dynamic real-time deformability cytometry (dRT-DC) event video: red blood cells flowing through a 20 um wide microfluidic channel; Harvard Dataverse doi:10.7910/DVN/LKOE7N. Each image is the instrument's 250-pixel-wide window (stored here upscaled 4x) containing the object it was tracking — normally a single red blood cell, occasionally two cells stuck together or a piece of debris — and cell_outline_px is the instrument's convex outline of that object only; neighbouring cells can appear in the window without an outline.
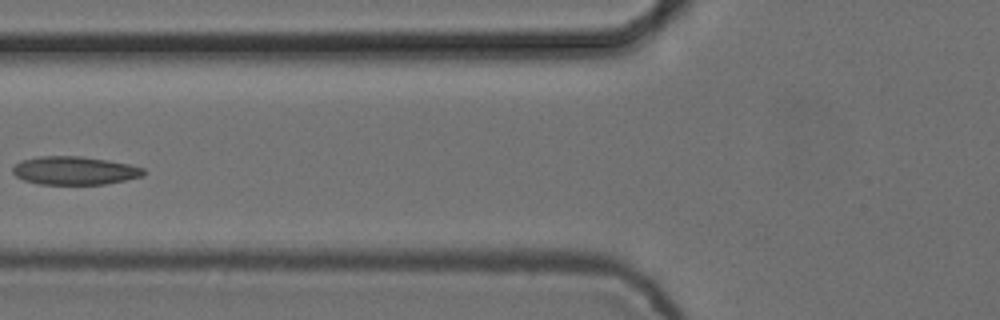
{"species": "common noctule bat (a hibernating species)", "species_latin": "Nyctalus noctula", "temperature_condition": "cold", "stored_images_in_passage": 6, "camera_frame_rate_fps": 3000, "um_per_image_px": 0.085, "animal": {"sex": "female", "body_mass_g": 24.6, "forearm_length_mm": 56.2}, "frame": {"image": 1, "passage_image": 5, "time_ms": 1.333, "image_size_px": [1000, 320], "cell_outline_px": [[148, 172], [144, 176], [104, 184], [40, 184], [24, 180], [16, 176], [12, 172], [12, 168], [16, 164], [24, 160], [40, 156], [80, 156], [108, 160], [128, 164], [144, 168]], "centroid_in_image_um": [6.37, 14.5], "position_along_channel_um": 119.4, "area_um2": 21.5}}
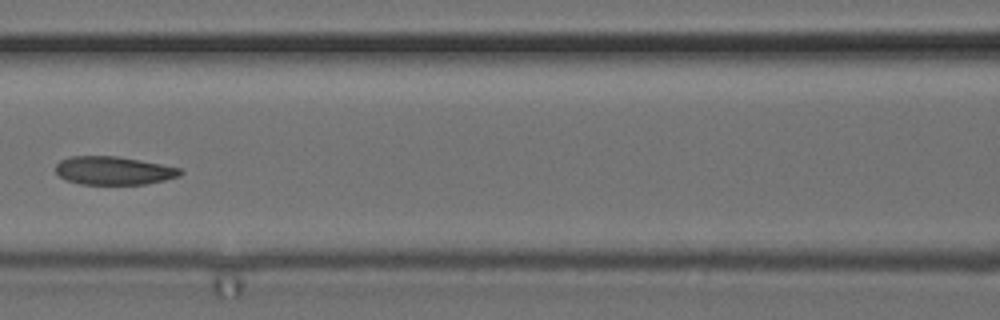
{"frame": {"image": 2, "passage_image": 6, "time_ms": 1.667, "image_size_px": [1000, 320], "cell_outline_px": [[184, 172], [180, 176], [164, 180], [144, 184], [80, 184], [68, 180], [60, 176], [56, 172], [56, 164], [60, 160], [68, 156], [116, 156], [160, 164], [180, 168]], "centroid_in_image_um": [9.65, 14.5], "position_along_channel_um": 157.0, "area_um2": 20.4}}